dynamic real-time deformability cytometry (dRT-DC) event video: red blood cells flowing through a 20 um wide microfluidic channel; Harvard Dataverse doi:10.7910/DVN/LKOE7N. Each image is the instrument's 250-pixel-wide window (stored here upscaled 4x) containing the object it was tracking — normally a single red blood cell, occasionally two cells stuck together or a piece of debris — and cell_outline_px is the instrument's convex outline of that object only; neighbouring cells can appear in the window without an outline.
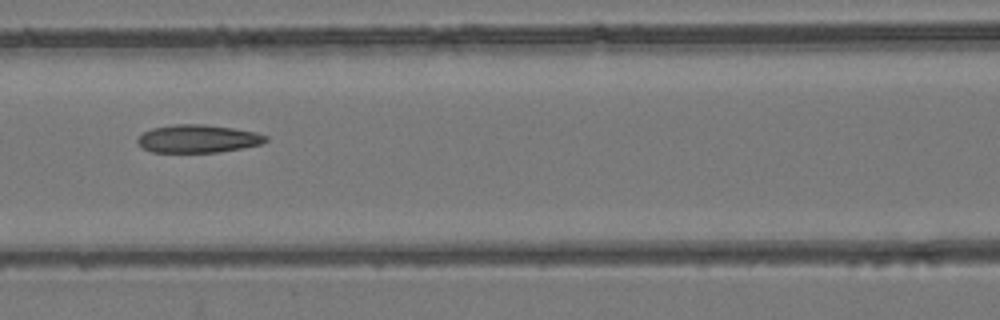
{"species": "common noctule bat (a hibernating species)", "species_latin": "Nyctalus noctula", "temperature_condition": "room temperature", "stored_images_in_passage": 9, "camera_frame_rate_fps": 3000, "um_per_image_px": 0.085, "animal": {"sex": "female", "body_mass_g": 24.6, "forearm_length_mm": 56.2}, "frame": {"image": 1, "passage_image": 7, "time_ms": 6.667, "image_size_px": [1000, 320], "cell_outline_px": [[268, 140], [260, 144], [240, 148], [216, 152], [152, 152], [144, 148], [136, 140], [144, 132], [152, 128], [176, 124], [204, 124], [232, 128], [256, 132], [268, 136]], "centroid_in_image_um": [16.83, 11.78], "position_along_channel_um": 149.8, "area_um2": 20.63}}
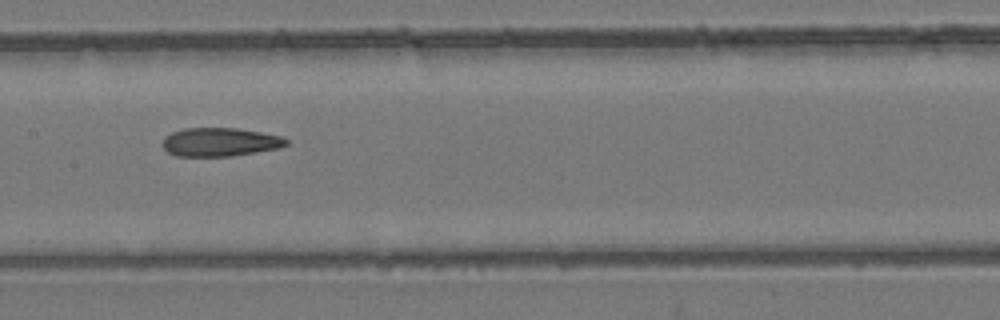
{"frame": {"image": 2, "passage_image": 8, "time_ms": 7.667, "image_size_px": [1000, 320], "cell_outline_px": [[288, 144], [280, 148], [232, 156], [176, 156], [168, 152], [160, 144], [164, 136], [172, 132], [184, 128], [236, 128], [260, 132], [280, 136], [288, 140]], "centroid_in_image_um": [18.66, 12.07], "position_along_channel_um": 188.7, "area_um2": 20.69}}
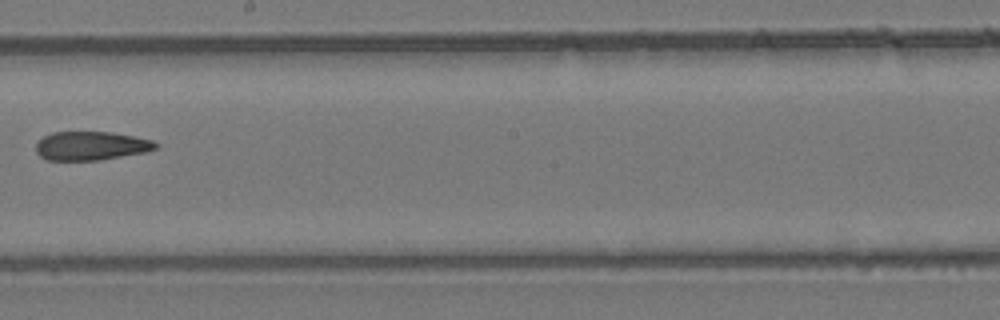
{"frame": {"image": 3, "passage_image": 9, "time_ms": 9.0, "image_size_px": [1000, 320], "cell_outline_px": [[160, 144], [156, 148], [148, 152], [100, 160], [48, 160], [40, 156], [36, 152], [36, 144], [44, 136], [52, 132], [112, 132], [156, 140]], "centroid_in_image_um": [7.8, 12.39], "position_along_channel_um": 240.4, "area_um2": 20.29}}